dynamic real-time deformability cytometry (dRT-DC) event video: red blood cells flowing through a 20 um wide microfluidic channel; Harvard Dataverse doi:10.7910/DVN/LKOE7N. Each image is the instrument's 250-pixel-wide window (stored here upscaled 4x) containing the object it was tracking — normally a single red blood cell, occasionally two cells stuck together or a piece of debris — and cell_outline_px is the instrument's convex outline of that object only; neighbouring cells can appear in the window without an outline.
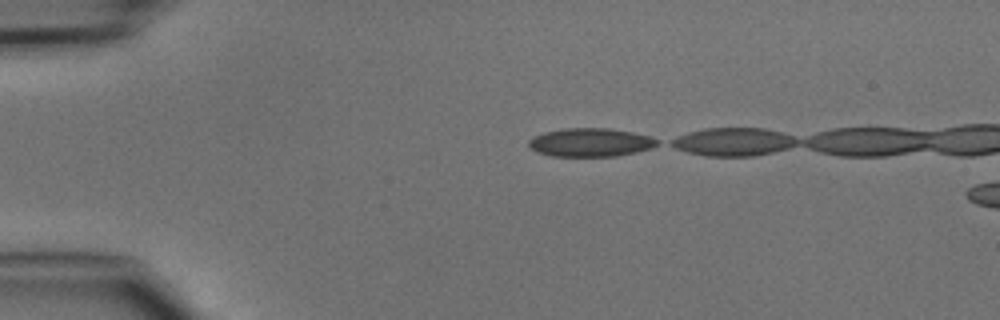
{"species": "common noctule bat (a hibernating species)", "species_latin": "Nyctalus noctula", "temperature_condition": "cold", "stored_images_in_passage": 3, "camera_frame_rate_fps": 3000, "um_per_image_px": 0.085, "animal": {"sex": "male", "body_mass_g": 15.6}, "frame": {"image": 1, "passage_image": 1, "time_ms": 0.0, "image_size_px": [1000, 320], "cell_outline_px": [[660, 144], [652, 148], [636, 152], [616, 156], [552, 156], [536, 152], [528, 148], [528, 140], [532, 136], [544, 132], [564, 128], [608, 128], [632, 132], [652, 136], [660, 140]], "centroid_in_image_um": [50.19, 12.1], "position_along_channel_um": 34.8, "area_um2": 21.68}}